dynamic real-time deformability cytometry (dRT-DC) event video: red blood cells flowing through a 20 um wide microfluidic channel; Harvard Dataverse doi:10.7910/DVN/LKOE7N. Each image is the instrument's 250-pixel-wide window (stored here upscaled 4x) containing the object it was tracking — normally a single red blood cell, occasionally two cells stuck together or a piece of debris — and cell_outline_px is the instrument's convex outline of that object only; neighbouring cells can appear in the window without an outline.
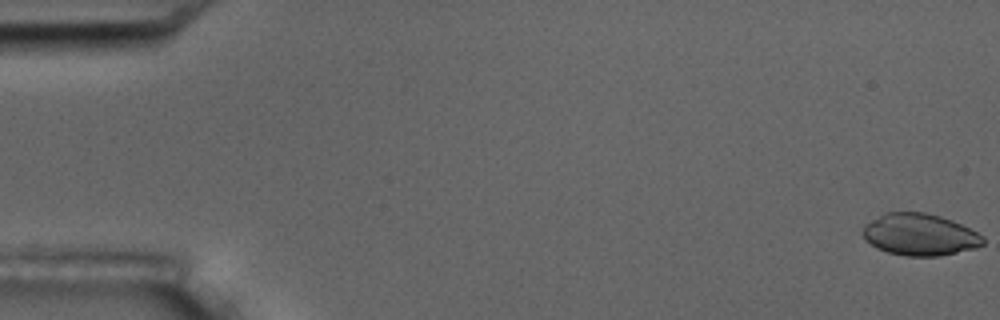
{"species": "common noctule bat (a hibernating species)", "species_latin": "Nyctalus noctula", "temperature_condition": "room temperature", "stored_images_in_passage": 7, "camera_frame_rate_fps": 3000, "um_per_image_px": 0.085, "animal": {"sex": "male", "body_mass_g": 17.5, "forearm_length_mm": 52.3}, "frame": {"image": 1, "passage_image": 1, "time_ms": 0.0, "image_size_px": [1000, 320], "cell_outline_px": [[984, 244], [976, 248], [936, 256], [908, 256], [888, 252], [876, 248], [864, 236], [864, 224], [884, 212], [924, 212], [940, 216], [952, 220], [984, 236]], "centroid_in_image_um": [78.19, 19.93], "position_along_channel_um": 6.8, "area_um2": 29.07}}